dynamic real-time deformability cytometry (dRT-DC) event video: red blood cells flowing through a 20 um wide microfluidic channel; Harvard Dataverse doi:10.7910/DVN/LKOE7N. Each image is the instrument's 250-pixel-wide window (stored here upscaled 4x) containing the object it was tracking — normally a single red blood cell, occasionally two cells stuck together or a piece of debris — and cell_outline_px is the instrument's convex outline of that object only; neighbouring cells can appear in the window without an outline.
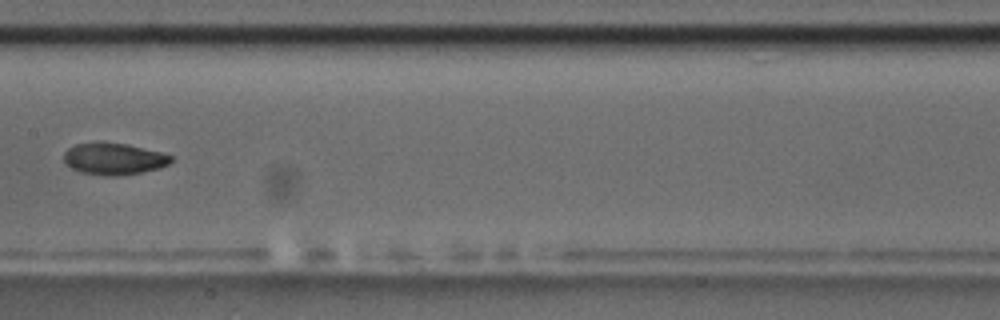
{"species": "common noctule bat (a hibernating species)", "species_latin": "Nyctalus noctula", "temperature_condition": "room temperature", "stored_images_in_passage": 14, "camera_frame_rate_fps": 3000, "um_per_image_px": 0.085, "animal": {"sex": "male", "body_mass_g": 17.5, "forearm_length_mm": 52.3}, "frame": {"image": 1, "passage_image": 7, "time_ms": 8.0, "image_size_px": [1000, 320], "cell_outline_px": [[172, 160], [168, 164], [160, 168], [140, 172], [116, 176], [104, 176], [80, 172], [64, 164], [64, 152], [68, 148], [76, 144], [104, 140], [128, 144], [160, 152], [172, 156]], "centroid_in_image_um": [9.63, 13.48], "position_along_channel_um": 197.8, "area_um2": 20.17}}
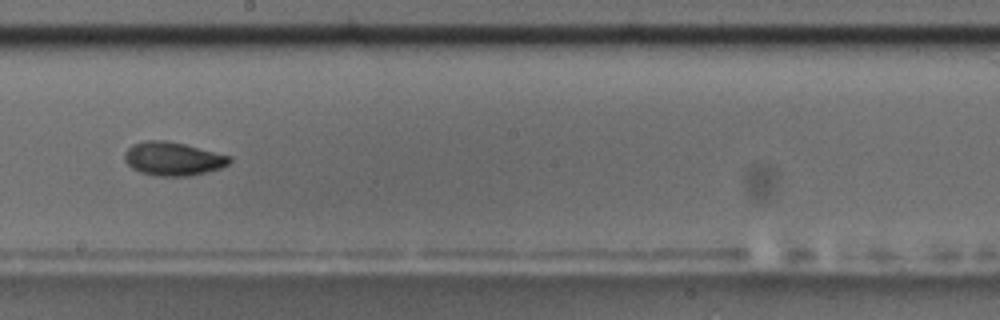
{"frame": {"image": 2, "passage_image": 8, "time_ms": 9.0, "image_size_px": [1000, 320], "cell_outline_px": [[232, 160], [228, 164], [220, 168], [188, 176], [156, 176], [140, 172], [132, 168], [124, 160], [124, 152], [132, 144], [144, 140], [168, 140], [232, 156]], "centroid_in_image_um": [14.68, 13.48], "position_along_channel_um": 233.5, "area_um2": 20.58}, "authors_computed_cell_mechanics": {"area_um2": 20.0277, "velocity_mm_per_s": 3.5886, "shape_relaxation_time_tau1_ms": 2.5552, "shape_relaxation_time_tau2_ms": null, "deformation_change_tau1": 0.0896, "deformation_change_tau2": null}}